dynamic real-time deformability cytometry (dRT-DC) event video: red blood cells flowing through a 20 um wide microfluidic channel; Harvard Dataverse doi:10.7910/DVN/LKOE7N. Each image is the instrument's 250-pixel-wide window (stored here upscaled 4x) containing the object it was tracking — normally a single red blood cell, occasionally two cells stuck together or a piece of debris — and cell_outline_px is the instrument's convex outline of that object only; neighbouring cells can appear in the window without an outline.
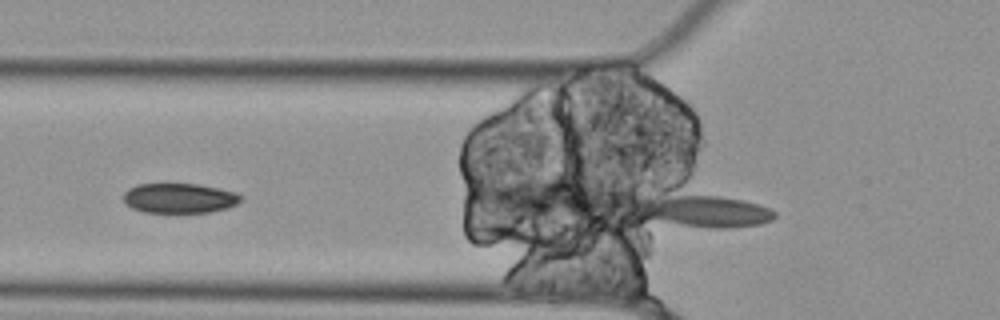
{"species": "Egyptian fruit bat (a non-hibernating species)", "species_latin": "Rousettus aegyptiacus", "temperature_condition": "cold", "stored_images_in_passage": 5, "camera_frame_rate_fps": 3000, "um_per_image_px": 0.085, "animal": {"sex": "female"}, "frame": {"image": 1, "passage_image": 3, "time_ms": 0.667, "image_size_px": [1000, 320], "cell_outline_px": [[244, 196], [236, 204], [228, 208], [212, 212], [144, 212], [132, 208], [124, 204], [124, 192], [128, 188], [136, 184], [196, 184], [236, 192]], "centroid_in_image_um": [15.23, 16.84], "position_along_channel_um": 110.6, "area_um2": 20.46}}